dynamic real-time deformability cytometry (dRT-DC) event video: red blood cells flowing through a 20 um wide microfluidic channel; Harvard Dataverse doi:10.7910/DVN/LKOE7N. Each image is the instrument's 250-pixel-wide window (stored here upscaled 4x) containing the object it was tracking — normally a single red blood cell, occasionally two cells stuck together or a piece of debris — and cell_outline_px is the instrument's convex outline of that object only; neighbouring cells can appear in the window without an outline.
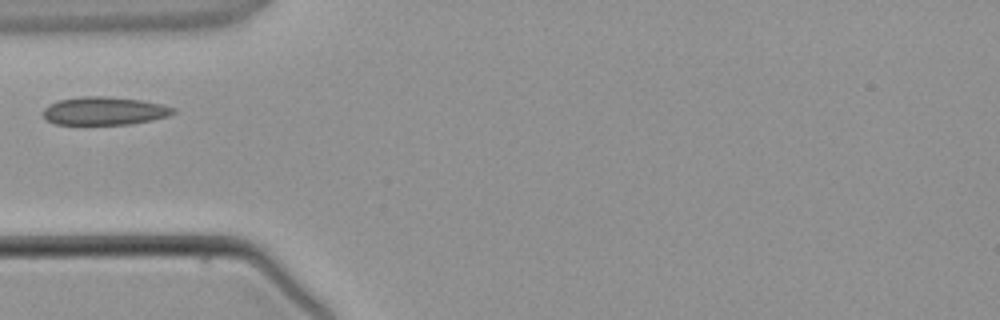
{"species": "common noctule bat (a hibernating species)", "species_latin": "Nyctalus noctula", "temperature_condition": "warm", "stored_images_in_passage": 1, "camera_frame_rate_fps": 3000, "um_per_image_px": 0.085, "animal": {"sex": "male", "body_mass_g": 21.5, "forearm_length_mm": 52.0}, "frame": {"image": 1, "passage_image": 1, "time_ms": 0.0, "image_size_px": [1000, 320], "cell_outline_px": [[176, 112], [168, 116], [152, 120], [132, 124], [56, 124], [44, 120], [44, 108], [48, 104], [60, 100], [84, 96], [108, 96], [140, 100], [164, 104], [176, 108]], "centroid_in_image_um": [8.9, 9.43], "position_along_channel_um": 76.1, "area_um2": 21.44}}